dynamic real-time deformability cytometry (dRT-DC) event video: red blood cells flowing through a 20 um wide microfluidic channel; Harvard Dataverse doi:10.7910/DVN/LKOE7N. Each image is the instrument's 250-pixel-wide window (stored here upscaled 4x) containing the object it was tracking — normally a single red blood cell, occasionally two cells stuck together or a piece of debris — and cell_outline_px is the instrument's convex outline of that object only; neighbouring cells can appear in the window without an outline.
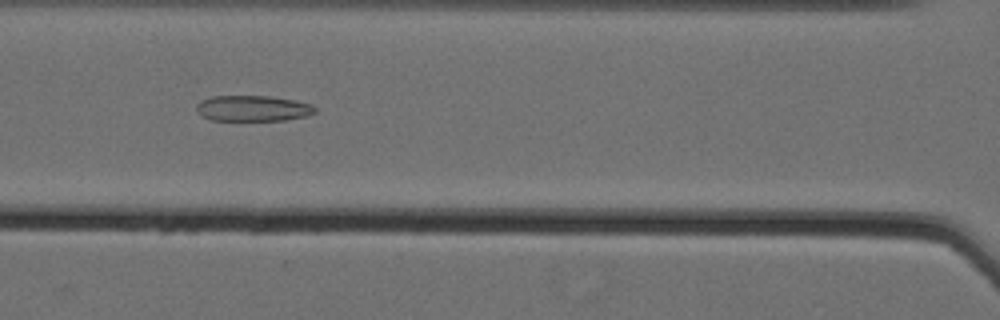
{"species": "Egyptian fruit bat (a non-hibernating species)", "species_latin": "Rousettus aegyptiacus", "temperature_condition": "cold", "stored_images_in_passage": 61, "camera_frame_rate_fps": 3000, "um_per_image_px": 0.085, "animal": {"sex": "female"}, "frame": {"image": 1, "passage_image": 31, "time_ms": 10.0, "image_size_px": [1000, 320], "cell_outline_px": [[316, 112], [308, 116], [284, 120], [212, 120], [200, 116], [196, 112], [196, 104], [200, 100], [212, 96], [268, 96], [292, 100], [312, 104], [316, 108]], "centroid_in_image_um": [21.46, 9.21], "position_along_channel_um": 145.1, "area_um2": 17.92}}
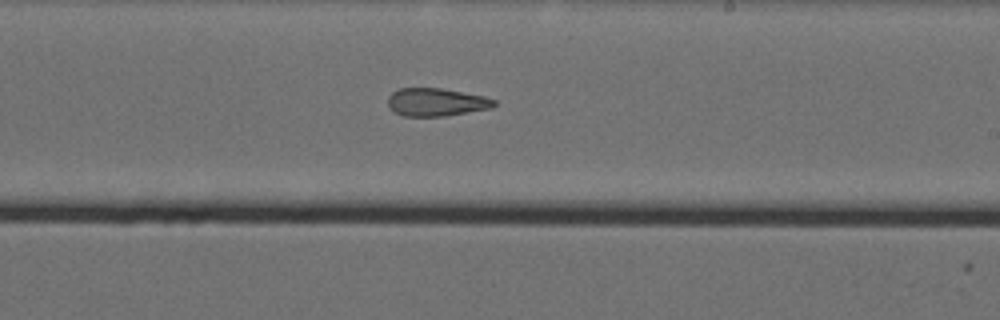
{"frame": {"image": 2, "passage_image": 40, "time_ms": 13.0, "image_size_px": [1000, 320], "cell_outline_px": [[496, 104], [492, 108], [444, 116], [404, 116], [392, 112], [388, 108], [388, 96], [392, 92], [400, 88], [440, 88], [484, 96], [496, 100]], "centroid_in_image_um": [37.05, 8.69], "position_along_channel_um": 252.0, "area_um2": 17.4}}
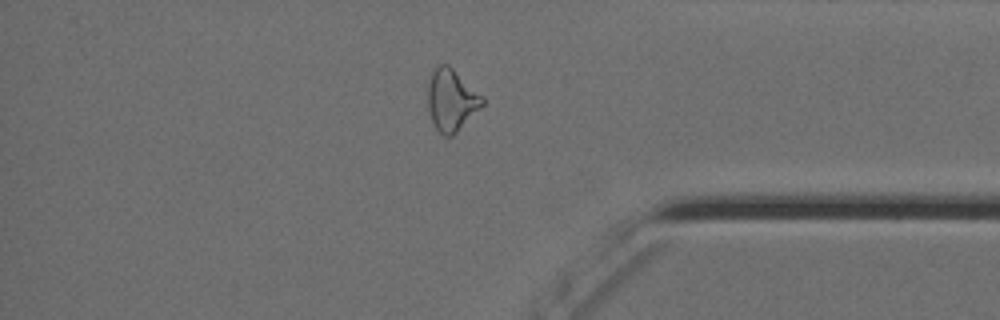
{"frame": {"image": 3, "passage_image": 53, "time_ms": 17.333, "image_size_px": [1000, 320], "cell_outline_px": [[484, 104], [452, 136], [444, 136], [432, 124], [428, 112], [428, 84], [432, 72], [440, 64], [448, 64], [484, 96]], "centroid_in_image_um": [38.36, 8.5], "position_along_channel_um": 396.8, "area_um2": 19.59}, "authors_computed_cell_mechanics": {"area_um2": 21.1548, "velocity_mm_per_s": 3.5542, "shape_relaxation_time_tau1_ms": null, "shape_relaxation_time_tau2_ms": 3.9647, "deformation_change_tau1": null, "deformation_change_tau2": 0.1378}}